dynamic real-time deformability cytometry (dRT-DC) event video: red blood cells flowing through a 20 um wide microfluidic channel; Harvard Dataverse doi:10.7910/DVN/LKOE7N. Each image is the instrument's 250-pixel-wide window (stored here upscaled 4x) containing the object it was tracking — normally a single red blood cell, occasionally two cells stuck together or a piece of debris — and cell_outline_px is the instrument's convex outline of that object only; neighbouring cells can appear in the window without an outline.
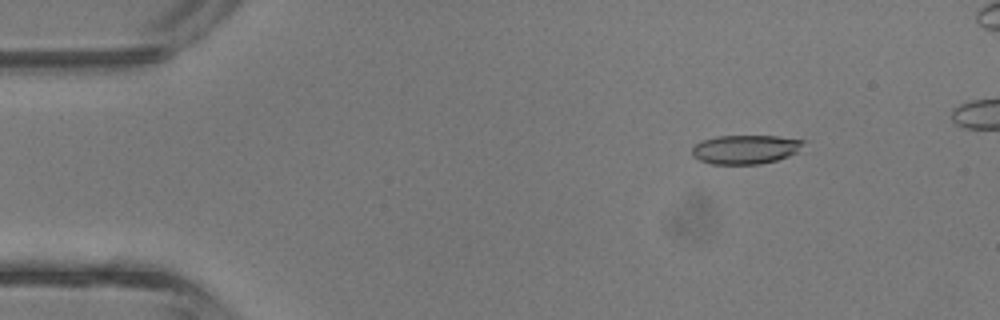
{"species": "common noctule bat (a hibernating species)", "species_latin": "Nyctalus noctula", "temperature_condition": "room temperature", "stored_images_in_passage": 37, "camera_frame_rate_fps": 3000, "um_per_image_px": 0.085, "animal": {"sex": "male", "body_mass_g": 13.3}, "frame": {"image": 1, "passage_image": 3, "time_ms": 0.667, "image_size_px": [1000, 320], "cell_outline_px": [[808, 140], [796, 152], [788, 156], [776, 160], [760, 164], [712, 164], [700, 160], [692, 156], [692, 148], [700, 140], [716, 136], [776, 136]], "centroid_in_image_um": [63.36, 12.69], "position_along_channel_um": 21.6, "area_um2": 18.9}}
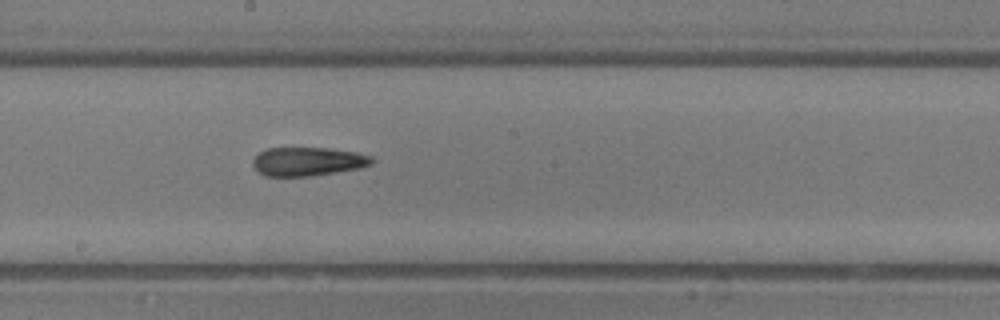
{"frame": {"image": 2, "passage_image": 20, "time_ms": 6.333, "image_size_px": [1000, 320], "cell_outline_px": [[372, 164], [360, 168], [336, 172], [308, 176], [264, 176], [252, 164], [252, 160], [260, 152], [268, 148], [328, 148], [356, 152], [372, 156]], "centroid_in_image_um": [26.17, 13.72], "position_along_channel_um": 222.0, "area_um2": 19.77}}
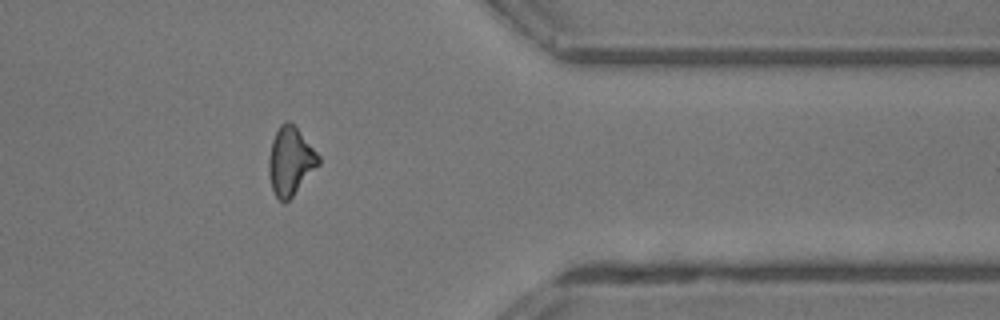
{"frame": {"image": 3, "passage_image": 31, "time_ms": 10.0, "image_size_px": [1000, 320], "cell_outline_px": [[320, 164], [292, 196], [284, 204], [276, 196], [272, 188], [268, 172], [268, 156], [272, 140], [280, 124], [288, 120], [296, 128], [320, 156]], "centroid_in_image_um": [24.67, 13.7], "position_along_channel_um": 386.7, "area_um2": 19.54}, "authors_computed_cell_mechanics": {"area_um2": 19.7676, "velocity_mm_per_s": 4.9687, "shape_relaxation_time_tau1_ms": null, "shape_relaxation_time_tau2_ms": 4.3074, "deformation_change_tau1": null, "deformation_change_tau2": 0.1626}}